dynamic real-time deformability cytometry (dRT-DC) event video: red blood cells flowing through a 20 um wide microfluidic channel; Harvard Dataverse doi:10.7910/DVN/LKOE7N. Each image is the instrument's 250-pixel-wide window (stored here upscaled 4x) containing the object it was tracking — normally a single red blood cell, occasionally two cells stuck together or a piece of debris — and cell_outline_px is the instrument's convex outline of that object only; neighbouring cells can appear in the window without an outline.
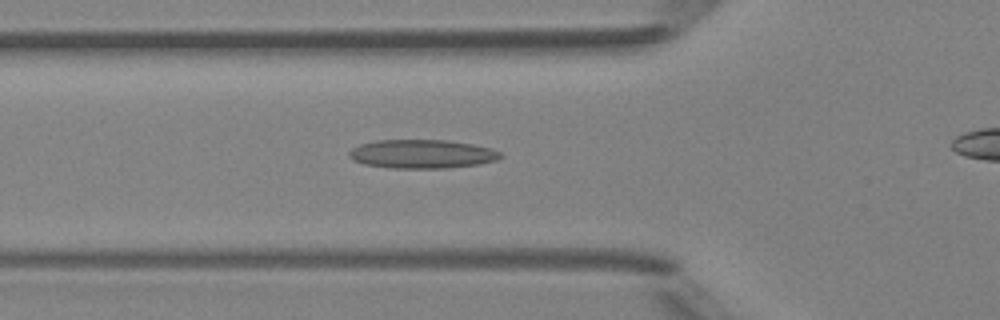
{"species": "Egyptian fruit bat (a non-hibernating species)", "species_latin": "Rousettus aegyptiacus", "temperature_condition": "room temperature", "stored_images_in_passage": 38, "camera_frame_rate_fps": 3000, "um_per_image_px": 0.085, "animal": {"sex": "female"}, "frame": {"image": 1, "passage_image": 15, "time_ms": 4.667, "image_size_px": [1000, 320], "cell_outline_px": [[504, 156], [496, 160], [480, 164], [444, 168], [392, 168], [364, 164], [352, 160], [348, 156], [348, 152], [352, 148], [360, 144], [376, 140], [444, 140], [472, 144], [492, 148], [500, 152]], "centroid_in_image_um": [35.86, 13.09], "position_along_channel_um": 89.9, "area_um2": 25.43}}
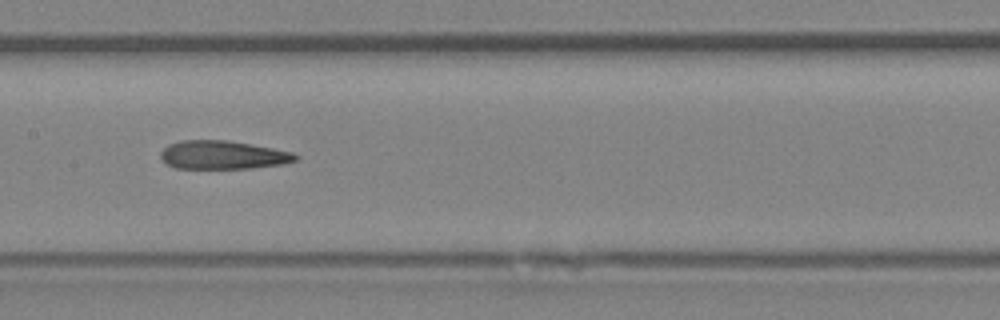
{"frame": {"image": 2, "passage_image": 22, "time_ms": 7.0, "image_size_px": [1000, 320], "cell_outline_px": [[300, 156], [296, 160], [284, 164], [252, 168], [176, 168], [168, 164], [160, 156], [160, 152], [168, 144], [180, 140], [228, 140], [252, 144], [292, 152]], "centroid_in_image_um": [18.96, 13.16], "position_along_channel_um": 188.4, "area_um2": 22.37}}
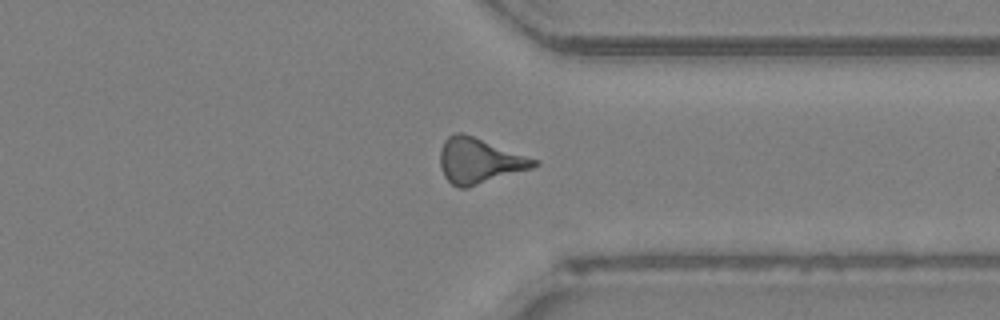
{"frame": {"image": 3, "passage_image": 35, "time_ms": 11.333, "image_size_px": [1000, 320], "cell_outline_px": [[540, 164], [532, 168], [468, 188], [460, 188], [452, 184], [444, 176], [440, 164], [440, 148], [444, 140], [448, 136], [456, 132], [460, 132], [472, 136], [540, 160]], "centroid_in_image_um": [40.74, 13.67], "position_along_channel_um": 370.7, "area_um2": 24.8}}